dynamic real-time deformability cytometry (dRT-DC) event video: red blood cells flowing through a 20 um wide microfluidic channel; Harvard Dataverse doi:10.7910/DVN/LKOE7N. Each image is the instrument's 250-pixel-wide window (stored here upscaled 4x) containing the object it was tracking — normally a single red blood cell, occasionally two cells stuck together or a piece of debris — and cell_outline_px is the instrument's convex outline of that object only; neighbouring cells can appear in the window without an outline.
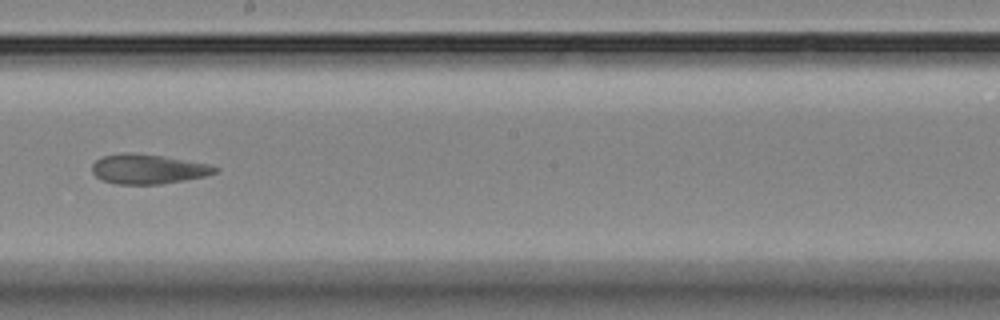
{"species": "Egyptian fruit bat (a non-hibernating species)", "species_latin": "Rousettus aegyptiacus", "temperature_condition": "room temperature", "stored_images_in_passage": 12, "camera_frame_rate_fps": 3000, "um_per_image_px": 0.085, "animal": {"sex": "female"}, "frame": {"image": 1, "passage_image": 6, "time_ms": 5.667, "image_size_px": [1000, 320], "cell_outline_px": [[220, 168], [216, 172], [204, 176], [184, 180], [160, 184], [116, 184], [104, 180], [96, 176], [92, 172], [92, 164], [96, 160], [104, 156], [124, 152], [128, 152], [160, 156], [208, 164]], "centroid_in_image_um": [12.56, 14.37], "position_along_channel_um": 235.6, "area_um2": 20.92}}
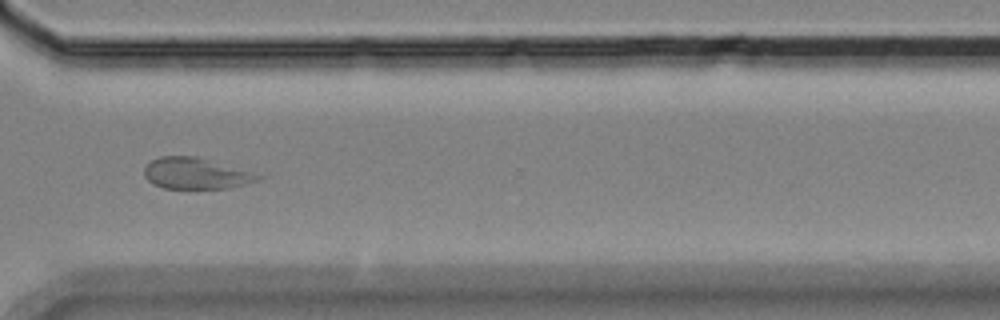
{"frame": {"image": 2, "passage_image": 9, "time_ms": 9.0, "image_size_px": [1000, 320], "cell_outline_px": [[268, 176], [260, 180], [228, 188], [164, 188], [152, 184], [144, 176], [144, 168], [152, 160], [160, 156], [196, 156]], "centroid_in_image_um": [16.68, 14.74], "position_along_channel_um": 353.9, "area_um2": 20.75}}
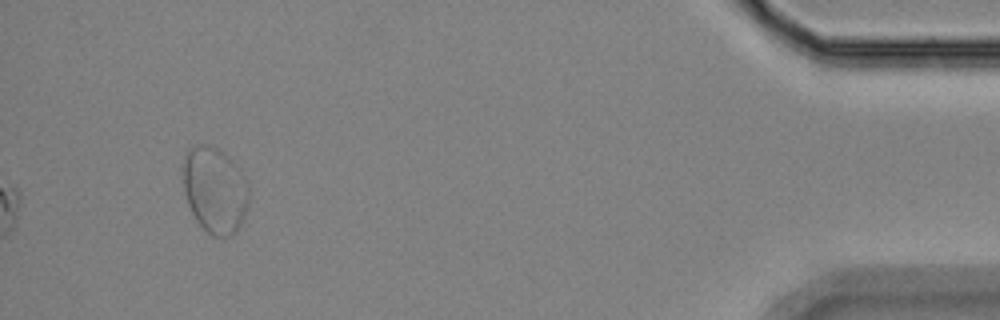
{"frame": {"image": 3, "passage_image": 12, "time_ms": 12.667, "image_size_px": [1000, 320], "cell_outline_px": [[248, 204], [244, 220], [236, 232], [232, 236], [212, 236], [196, 220], [188, 204], [184, 192], [180, 164], [184, 156], [192, 148], [200, 144], [216, 148], [232, 160], [240, 168], [248, 188]], "centroid_in_image_um": [18.24, 16.17], "position_along_channel_um": 417.0, "area_um2": 33.23}, "authors_computed_cell_mechanics": {"area_um2": 21.4438, "velocity_mm_per_s": 3.5576, "shape_relaxation_time_tau1_ms": 4.0642, "shape_relaxation_time_tau2_ms": 2.5571, "deformation_change_tau1": 0.128, "deformation_change_tau2": 0.0954}}